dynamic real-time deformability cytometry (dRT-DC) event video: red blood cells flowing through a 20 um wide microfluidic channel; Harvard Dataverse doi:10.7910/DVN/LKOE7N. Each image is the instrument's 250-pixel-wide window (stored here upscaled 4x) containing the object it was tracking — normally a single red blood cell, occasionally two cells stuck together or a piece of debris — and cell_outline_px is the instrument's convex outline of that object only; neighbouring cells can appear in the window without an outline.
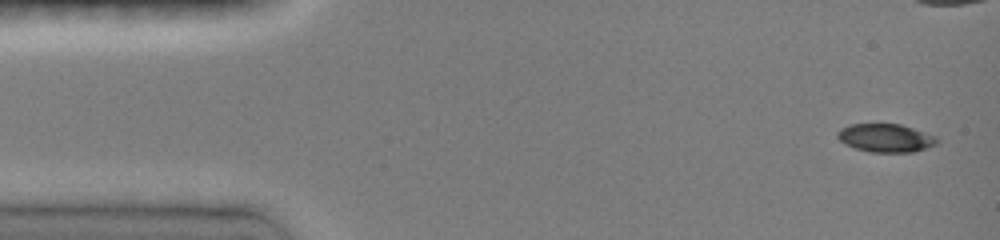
{"species": "common noctule bat (a hibernating species)", "species_latin": "Nyctalus noctula", "temperature_condition": "room temperature", "stored_images_in_passage": 7, "camera_frame_rate_fps": 3000, "um_per_image_px": 0.085, "animal": {"sex": "female", "body_mass_g": 19.0, "forearm_length_mm": 51.5}, "frame": {"image": 1, "passage_image": 1, "time_ms": 0.0, "image_size_px": [1000, 240], "cell_outline_px": [[936, 144], [912, 152], [872, 152], [856, 148], [840, 140], [836, 136], [836, 132], [852, 124], [900, 124], [936, 136]], "centroid_in_image_um": [75.28, 11.72], "position_along_channel_um": 9.7, "area_um2": 15.95}}
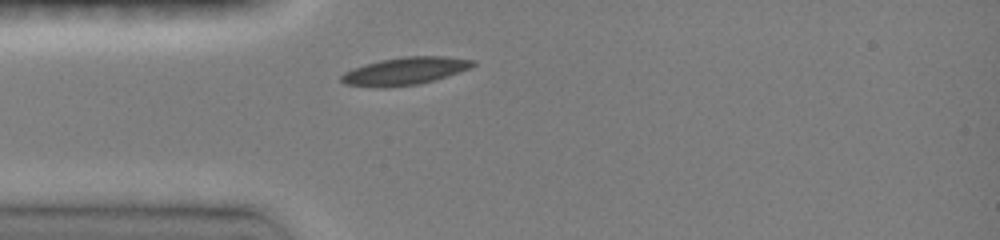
{"frame": {"image": 2, "passage_image": 7, "time_ms": 2.0, "image_size_px": [1000, 240], "cell_outline_px": [[476, 64], [472, 68], [420, 84], [384, 88], [376, 88], [344, 84], [340, 80], [340, 76], [344, 72], [352, 68], [364, 64], [380, 60], [404, 56], [444, 56], [476, 60]], "centroid_in_image_um": [34.4, 6.04], "position_along_channel_um": 50.6, "area_um2": 21.44}}